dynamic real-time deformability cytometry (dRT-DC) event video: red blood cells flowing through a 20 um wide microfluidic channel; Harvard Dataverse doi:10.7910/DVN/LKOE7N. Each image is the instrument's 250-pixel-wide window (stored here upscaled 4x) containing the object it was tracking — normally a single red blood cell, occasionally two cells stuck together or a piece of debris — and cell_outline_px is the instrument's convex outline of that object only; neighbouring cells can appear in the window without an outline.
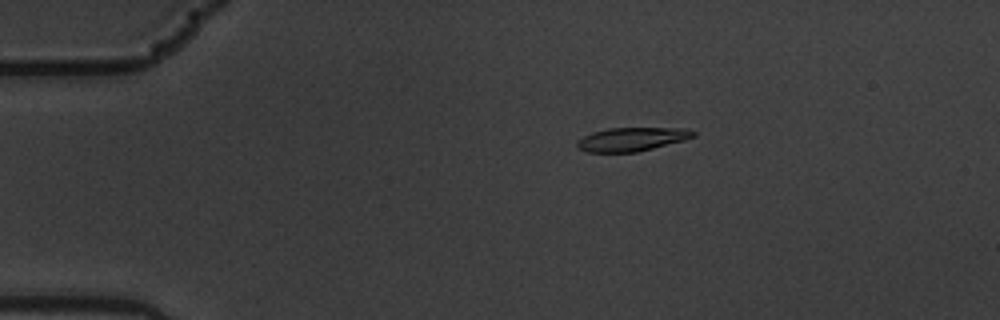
{"species": "common noctule bat (a hibernating species)", "species_latin": "Nyctalus noctula", "temperature_condition": "warm", "stored_images_in_passage": 4, "camera_frame_rate_fps": 3000, "um_per_image_px": 0.085, "animal": {"sex": "male", "body_mass_g": 19.5, "forearm_length_mm": 54.6}, "frame": {"image": 1, "passage_image": 1, "time_ms": 0.0, "image_size_px": [1000, 320], "cell_outline_px": [[696, 136], [684, 140], [636, 152], [588, 152], [576, 148], [576, 140], [592, 132], [608, 128], [684, 128], [696, 132]], "centroid_in_image_um": [53.67, 11.83], "position_along_channel_um": 31.3, "area_um2": 16.01}}
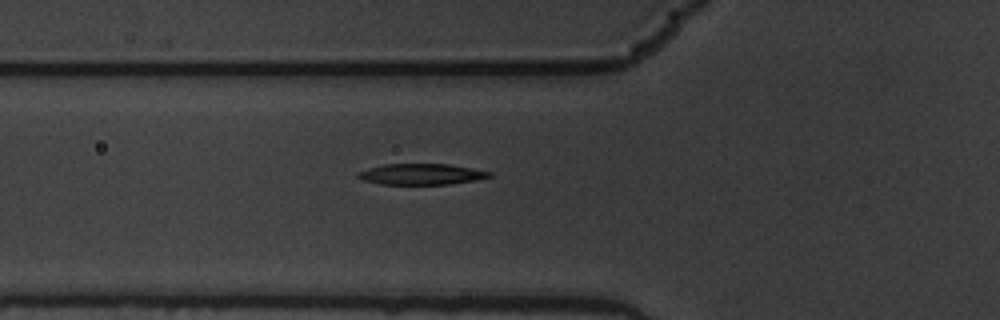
{"frame": {"image": 2, "passage_image": 4, "time_ms": 1.0, "image_size_px": [1000, 320], "cell_outline_px": [[492, 176], [476, 180], [448, 184], [380, 184], [364, 180], [356, 176], [360, 172], [368, 168], [384, 164], [448, 164], [472, 168], [492, 172]], "centroid_in_image_um": [35.84, 14.8], "position_along_channel_um": 90.0, "area_um2": 15.9}}